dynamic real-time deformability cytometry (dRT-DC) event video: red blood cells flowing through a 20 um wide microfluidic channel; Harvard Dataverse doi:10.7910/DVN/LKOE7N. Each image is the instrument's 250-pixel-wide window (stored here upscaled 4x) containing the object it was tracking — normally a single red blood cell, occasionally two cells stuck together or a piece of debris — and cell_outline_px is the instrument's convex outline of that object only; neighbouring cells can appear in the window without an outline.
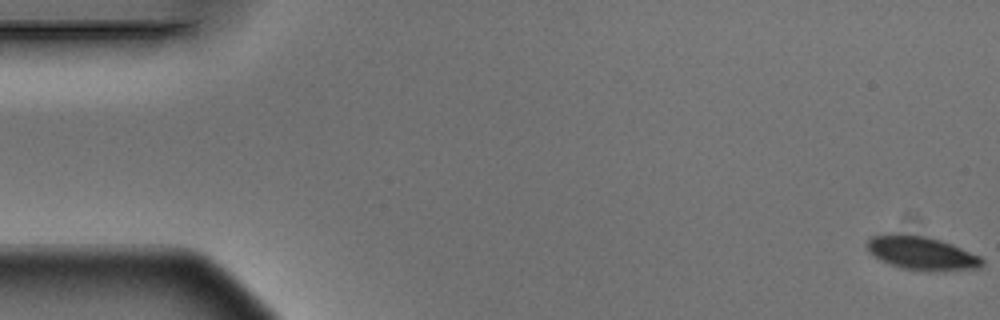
{"species": "Egyptian fruit bat (a non-hibernating species)", "species_latin": "Rousettus aegyptiacus", "temperature_condition": "warm", "stored_images_in_passage": 6, "camera_frame_rate_fps": 3000, "um_per_image_px": 0.085, "animal": {"sex": "male"}, "frame": {"image": 1, "passage_image": 1, "time_ms": 0.0, "image_size_px": [1000, 320], "cell_outline_px": [[984, 264], [980, 268], [932, 272], [928, 272], [900, 268], [880, 260], [868, 252], [864, 244], [872, 236], [892, 232], [896, 232], [924, 236], [940, 240], [952, 244], [980, 256], [984, 260]], "centroid_in_image_um": [78.3, 21.51], "position_along_channel_um": 6.7, "area_um2": 23.06}}
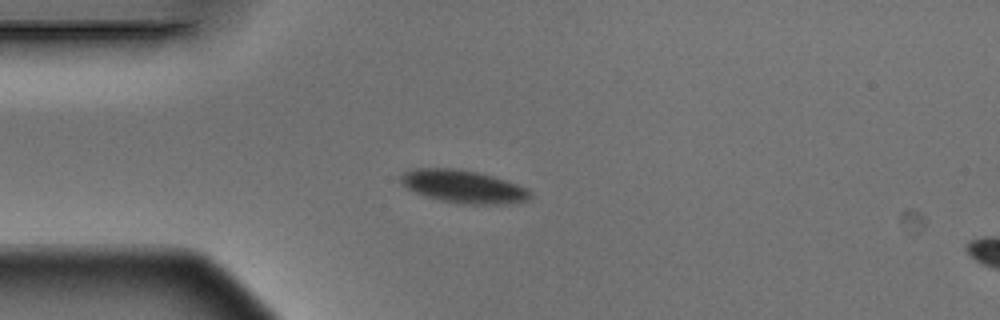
{"frame": {"image": 2, "passage_image": 4, "time_ms": 1.0, "image_size_px": [1000, 320], "cell_outline_px": [[532, 196], [528, 200], [508, 204], [460, 204], [440, 200], [424, 196], [400, 184], [400, 176], [408, 168], [456, 168], [476, 172], [492, 176], [528, 188], [532, 192]], "centroid_in_image_um": [39.37, 15.86], "position_along_channel_um": 45.6, "area_um2": 24.97}}
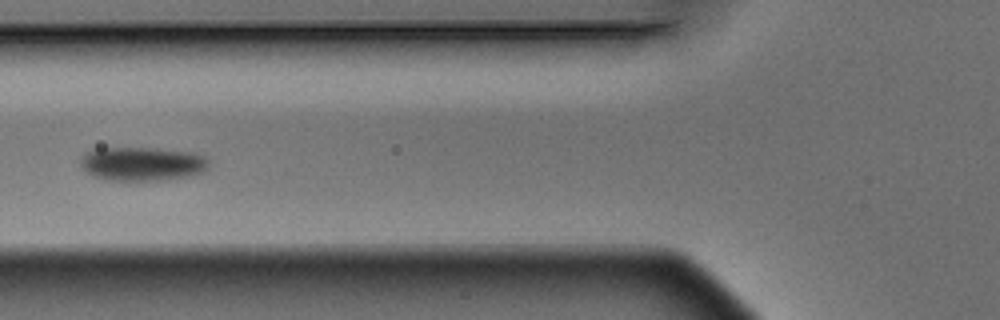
{"frame": {"image": 3, "passage_image": 6, "time_ms": 1.667, "image_size_px": [1000, 320], "cell_outline_px": [[208, 168], [204, 172], [192, 176], [164, 180], [108, 180], [92, 176], [80, 168], [80, 160], [92, 148], [156, 148], [192, 152], [204, 156], [208, 160]], "centroid_in_image_um": [12.09, 13.93], "position_along_channel_um": 113.7, "area_um2": 25.61}}